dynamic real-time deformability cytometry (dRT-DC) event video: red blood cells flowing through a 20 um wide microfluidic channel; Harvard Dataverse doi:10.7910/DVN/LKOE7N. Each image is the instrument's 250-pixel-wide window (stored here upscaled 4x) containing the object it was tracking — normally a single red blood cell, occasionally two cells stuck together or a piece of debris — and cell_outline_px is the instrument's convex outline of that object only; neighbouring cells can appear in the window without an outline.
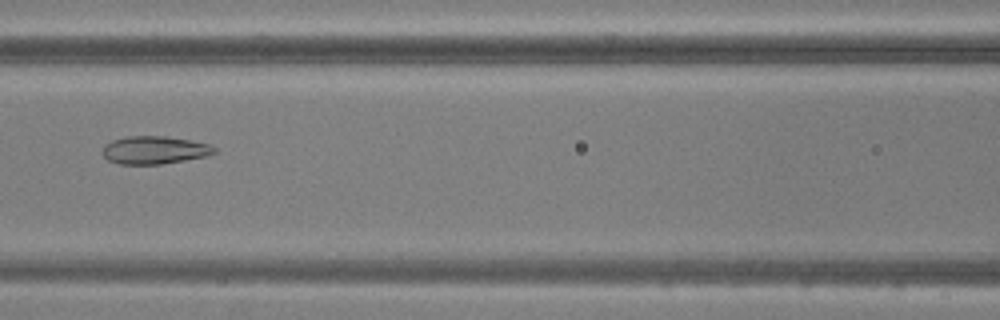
{"species": "common noctule bat (a hibernating species)", "species_latin": "Nyctalus noctula", "temperature_condition": "warm", "stored_images_in_passage": 49, "camera_frame_rate_fps": 3000, "um_per_image_px": 0.085, "animal": {"sex": "male", "body_mass_g": 20.5, "forearm_length_mm": 52.5}, "frame": {"image": 1, "passage_image": 22, "time_ms": 7.0, "image_size_px": [1000, 320], "cell_outline_px": [[216, 152], [208, 156], [160, 164], [120, 164], [108, 160], [104, 156], [104, 144], [112, 140], [128, 136], [164, 136], [192, 140], [208, 144], [216, 148]], "centroid_in_image_um": [13.15, 12.75], "position_along_channel_um": 153.5, "area_um2": 18.09}}
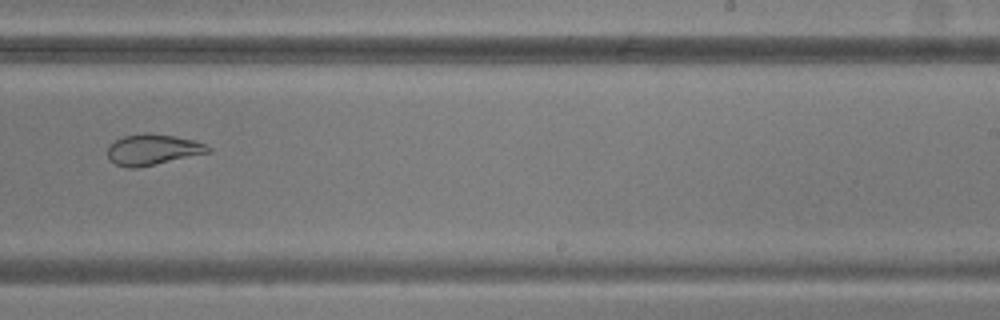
{"frame": {"image": 2, "passage_image": 31, "time_ms": 10.0, "image_size_px": [1000, 320], "cell_outline_px": [[212, 152], [136, 168], [128, 168], [116, 164], [108, 156], [108, 144], [124, 136], [144, 132], [148, 132], [196, 140], [212, 148]], "centroid_in_image_um": [13.0, 12.7], "position_along_channel_um": 276.0, "area_um2": 18.03}}
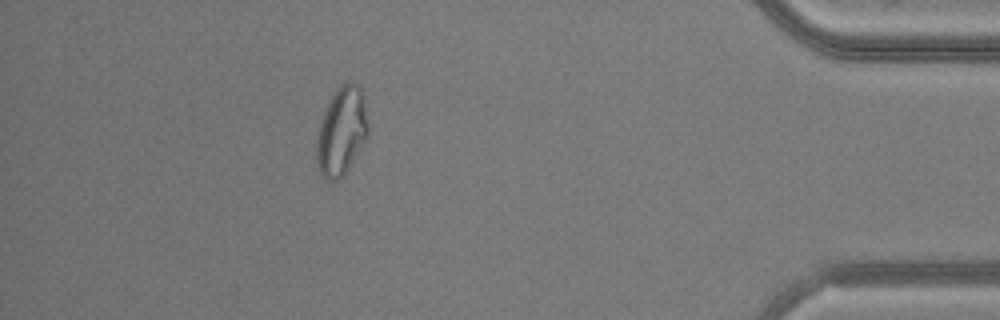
{"frame": {"image": 3, "passage_image": 44, "time_ms": 14.333, "image_size_px": [1000, 320], "cell_outline_px": [[368, 136], [344, 176], [340, 180], [328, 180], [320, 172], [316, 160], [316, 144], [320, 124], [328, 100], [336, 88], [340, 84], [348, 80], [352, 80], [360, 88], [364, 96], [368, 124]], "centroid_in_image_um": [29.04, 11.12], "position_along_channel_um": 406.2, "area_um2": 26.76}}